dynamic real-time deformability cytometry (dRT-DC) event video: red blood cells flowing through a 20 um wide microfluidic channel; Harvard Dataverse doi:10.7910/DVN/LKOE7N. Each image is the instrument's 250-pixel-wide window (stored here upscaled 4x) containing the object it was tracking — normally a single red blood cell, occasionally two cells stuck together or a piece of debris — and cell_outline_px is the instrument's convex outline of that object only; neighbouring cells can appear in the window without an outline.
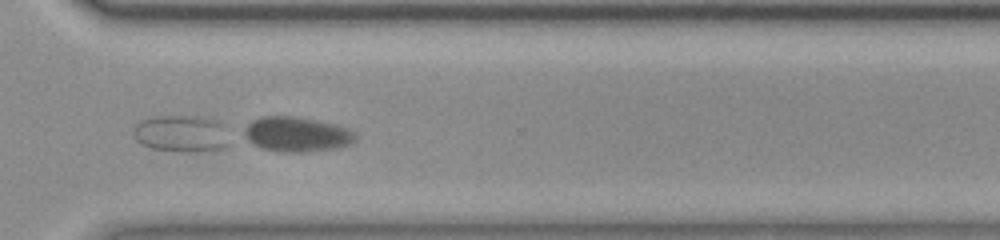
{"species": "common noctule bat (a hibernating species)", "species_latin": "Nyctalus noctula", "temperature_condition": "room temperature", "stored_images_in_passage": 28, "segment_of_instrument_passage": [1, 3], "camera_frame_rate_fps": 3000, "um_per_image_px": 0.085, "animal": {"sex": "female", "body_mass_g": 23.0, "forearm_length_mm": 53.4}, "frame": {"image": 1, "passage_image": 24, "time_ms": 7.667, "image_size_px": [1000, 240], "cell_outline_px": [[356, 140], [348, 144], [336, 148], [300, 152], [284, 152], [260, 148], [244, 140], [244, 128], [252, 120], [260, 116], [296, 116], [336, 124], [348, 128], [356, 132]], "centroid_in_image_um": [25.19, 11.4], "position_along_channel_um": 345.4, "area_um2": 22.83}}